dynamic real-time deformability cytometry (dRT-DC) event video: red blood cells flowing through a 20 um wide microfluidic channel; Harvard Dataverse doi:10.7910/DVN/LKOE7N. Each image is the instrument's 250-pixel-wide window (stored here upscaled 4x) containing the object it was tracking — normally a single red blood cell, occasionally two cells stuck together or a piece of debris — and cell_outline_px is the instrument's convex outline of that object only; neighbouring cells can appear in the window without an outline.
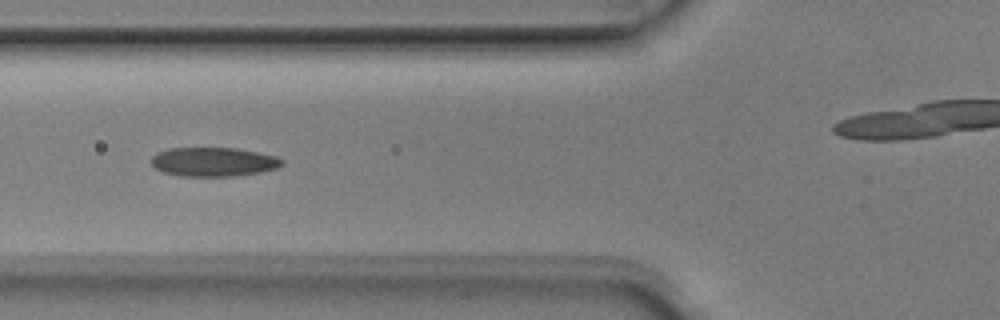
{"species": "Egyptian fruit bat (a non-hibernating species)", "species_latin": "Rousettus aegyptiacus", "temperature_condition": "room temperature", "stored_images_in_passage": 8, "camera_frame_rate_fps": 3000, "um_per_image_px": 0.085, "animal": {"sex": "male"}, "frame": {"image": 1, "passage_image": 5, "time_ms": 1.333, "image_size_px": [1000, 320], "cell_outline_px": [[284, 164], [276, 168], [260, 172], [236, 176], [180, 176], [164, 172], [156, 168], [152, 164], [152, 156], [156, 152], [168, 148], [236, 148], [276, 156], [284, 160]], "centroid_in_image_um": [18.15, 13.75], "position_along_channel_um": 107.7, "area_um2": 22.14}}
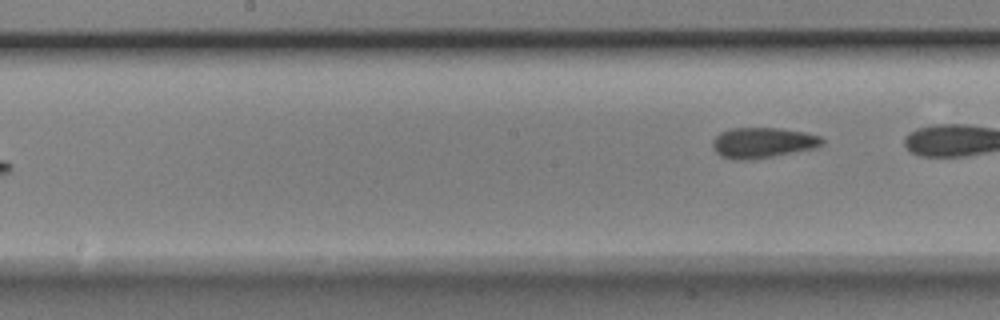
{"frame": {"image": 2, "passage_image": 8, "time_ms": 2.333, "image_size_px": [1000, 320], "cell_outline_px": [[824, 144], [816, 148], [752, 160], [732, 160], [720, 156], [712, 148], [712, 140], [720, 132], [728, 128], [780, 128], [804, 132], [820, 136], [824, 140]], "centroid_in_image_um": [64.8, 12.14], "position_along_channel_um": 183.4, "area_um2": 19.77}}